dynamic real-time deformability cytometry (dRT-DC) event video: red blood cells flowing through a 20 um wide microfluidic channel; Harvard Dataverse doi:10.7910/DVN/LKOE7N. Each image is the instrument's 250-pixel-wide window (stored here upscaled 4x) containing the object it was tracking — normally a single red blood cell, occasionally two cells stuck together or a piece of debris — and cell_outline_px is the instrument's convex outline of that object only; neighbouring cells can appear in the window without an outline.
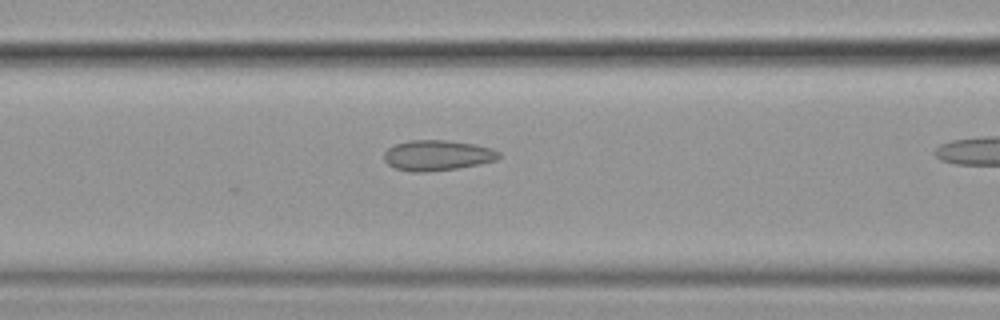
{"species": "common noctule bat (a hibernating species)", "species_latin": "Nyctalus noctula", "temperature_condition": "cold", "stored_images_in_passage": 4, "camera_frame_rate_fps": 3000, "um_per_image_px": 0.085, "animal": {"sex": "female", "body_mass_g": 19.9}, "frame": {"image": 1, "passage_image": 3, "time_ms": 0.667, "image_size_px": [1000, 320], "cell_outline_px": [[500, 156], [496, 160], [480, 164], [456, 168], [424, 172], [412, 172], [396, 168], [388, 164], [384, 160], [384, 152], [388, 148], [396, 144], [412, 140], [448, 140], [476, 144], [492, 148], [500, 152]], "centroid_in_image_um": [37.19, 13.2], "position_along_channel_um": 129.4, "area_um2": 20.35}}